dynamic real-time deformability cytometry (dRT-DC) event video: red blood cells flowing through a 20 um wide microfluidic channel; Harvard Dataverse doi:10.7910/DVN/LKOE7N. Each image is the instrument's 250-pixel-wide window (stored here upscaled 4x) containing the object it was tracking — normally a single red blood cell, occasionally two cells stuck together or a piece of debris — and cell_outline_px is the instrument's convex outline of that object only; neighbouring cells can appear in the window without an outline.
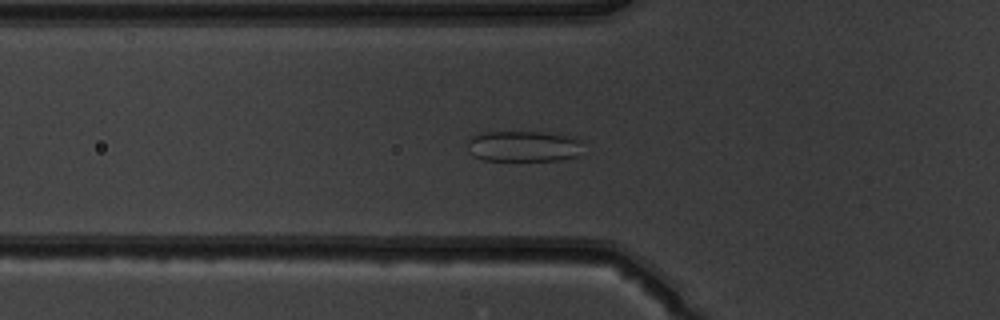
{"species": "common noctule bat (a hibernating species)", "species_latin": "Nyctalus noctula", "temperature_condition": "warm", "stored_images_in_passage": 41, "camera_frame_rate_fps": 3000, "um_per_image_px": 0.085, "animal": {"sex": "male", "body_mass_g": 19.5, "forearm_length_mm": 54.6}, "frame": {"image": 1, "passage_image": 11, "time_ms": 3.333, "image_size_px": [1000, 320], "cell_outline_px": [[580, 140], [576, 156], [560, 160], [484, 160], [472, 156], [468, 152], [468, 140], [472, 136], [480, 132], [548, 132], [576, 136]], "centroid_in_image_um": [44.44, 12.41], "position_along_channel_um": 81.4, "area_um2": 20.87}}
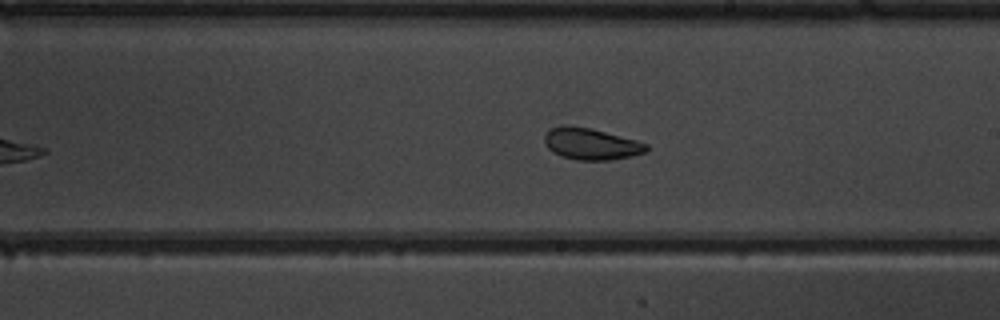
{"frame": {"image": 2, "passage_image": 23, "time_ms": 7.333, "image_size_px": [1000, 320], "cell_outline_px": [[648, 148], [644, 152], [632, 156], [612, 160], [576, 160], [560, 156], [552, 152], [544, 144], [544, 136], [552, 128], [564, 124], [588, 128], [636, 140], [648, 144]], "centroid_in_image_um": [50.21, 12.25], "position_along_channel_um": 238.8, "area_um2": 18.67}}
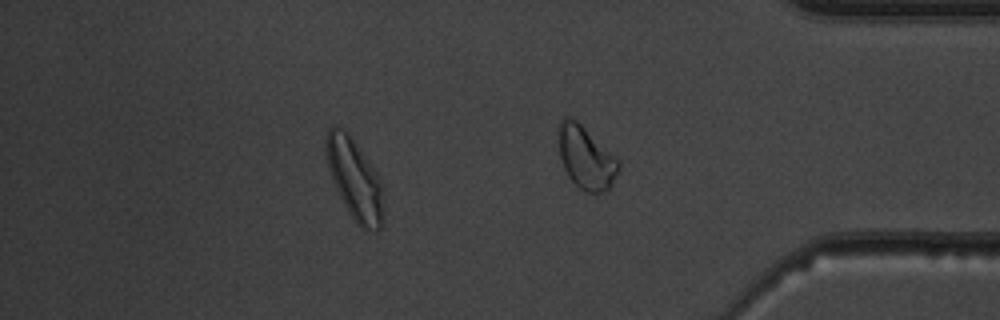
{"frame": {"image": 3, "passage_image": 35, "time_ms": 11.333, "image_size_px": [1000, 320], "cell_outline_px": [[384, 224], [380, 228], [364, 228], [356, 224], [348, 212], [332, 180], [328, 168], [324, 148], [324, 140], [328, 128], [332, 124], [336, 124], [344, 128], [348, 132], [376, 172], [384, 188]], "centroid_in_image_um": [30.13, 15.19], "position_along_channel_um": 405.1, "area_um2": 27.51}, "authors_computed_cell_mechanics": {"area_um2": 19.941, "velocity_mm_per_s": 3.9344, "shape_relaxation_time_tau1_ms": 3.0164, "shape_relaxation_time_tau2_ms": 1.2548, "deformation_change_tau1": 0.0595, "deformation_change_tau2": 0.0862}}